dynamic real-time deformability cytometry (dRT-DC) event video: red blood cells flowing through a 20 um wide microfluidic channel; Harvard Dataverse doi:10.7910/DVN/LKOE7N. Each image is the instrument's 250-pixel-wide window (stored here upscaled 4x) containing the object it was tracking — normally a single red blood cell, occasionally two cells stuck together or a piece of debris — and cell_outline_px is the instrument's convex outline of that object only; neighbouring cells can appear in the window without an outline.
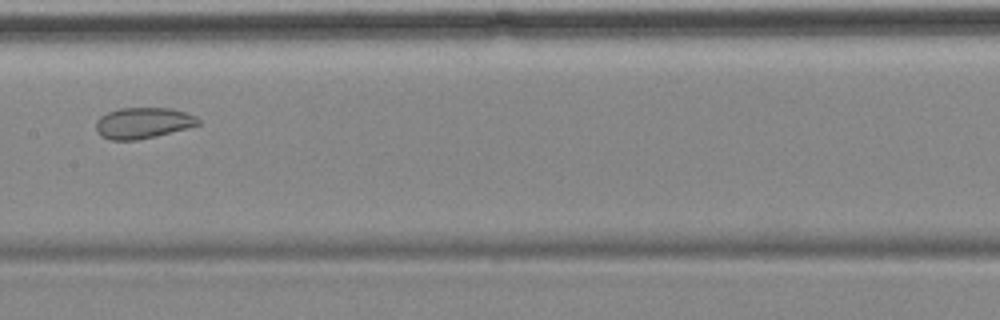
{"species": "common noctule bat (a hibernating species)", "species_latin": "Nyctalus noctula", "temperature_condition": "cold", "stored_images_in_passage": 6, "camera_frame_rate_fps": 3000, "um_per_image_px": 0.085, "animal": {"sex": "female", "body_mass_g": 18.4}, "frame": {"image": 1, "passage_image": 4, "time_ms": 3.667, "image_size_px": [1000, 320], "cell_outline_px": [[200, 124], [156, 136], [136, 140], [112, 140], [100, 136], [96, 132], [96, 120], [100, 116], [108, 112], [120, 108], [172, 108], [196, 116], [200, 120]], "centroid_in_image_um": [12.12, 10.45], "position_along_channel_um": 195.3, "area_um2": 18.44}}
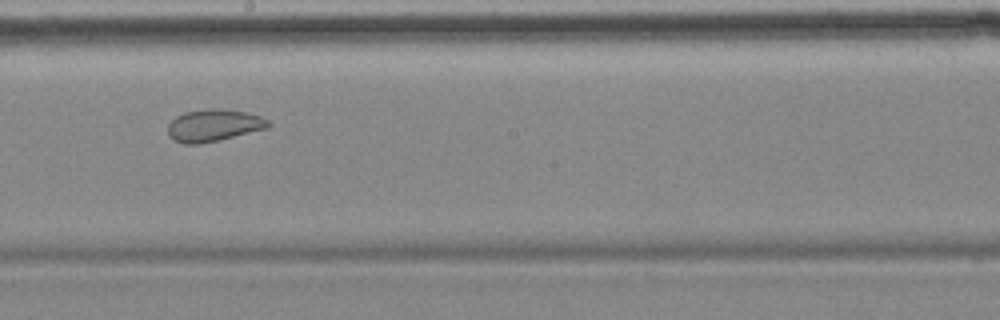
{"frame": {"image": 2, "passage_image": 5, "time_ms": 4.667, "image_size_px": [1000, 320], "cell_outline_px": [[272, 124], [268, 128], [220, 140], [200, 144], [184, 144], [168, 136], [168, 124], [176, 116], [184, 112], [212, 108], [248, 112], [260, 116], [268, 120]], "centroid_in_image_um": [18.18, 10.66], "position_along_channel_um": 230.0, "area_um2": 18.84}}